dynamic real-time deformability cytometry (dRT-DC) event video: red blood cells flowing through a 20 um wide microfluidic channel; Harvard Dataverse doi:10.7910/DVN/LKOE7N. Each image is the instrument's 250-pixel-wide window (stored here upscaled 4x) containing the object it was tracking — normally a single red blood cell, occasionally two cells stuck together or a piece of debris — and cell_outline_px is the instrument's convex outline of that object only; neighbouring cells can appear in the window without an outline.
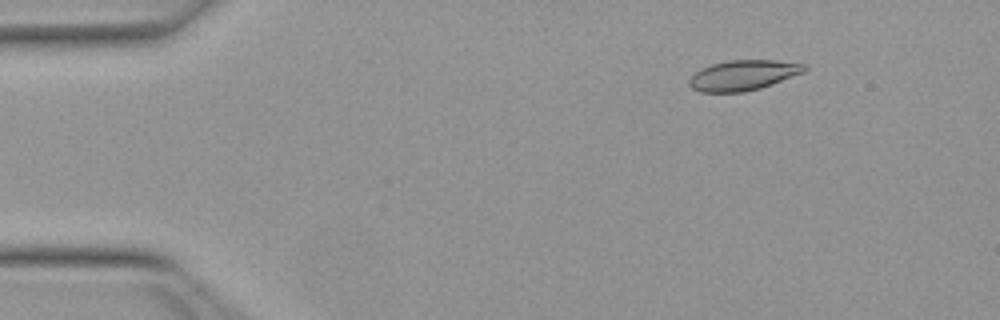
{"species": "Egyptian fruit bat (a non-hibernating species)", "species_latin": "Rousettus aegyptiacus", "temperature_condition": "warm", "stored_images_in_passage": 17, "camera_frame_rate_fps": 3000, "um_per_image_px": 0.085, "animal": {"sex": "female"}, "frame": {"image": 1, "passage_image": 7, "time_ms": 2.0, "image_size_px": [1000, 320], "cell_outline_px": [[808, 68], [804, 72], [772, 84], [760, 88], [744, 92], [700, 92], [692, 88], [688, 84], [688, 80], [700, 68], [712, 64], [728, 60], [776, 60], [808, 64]], "centroid_in_image_um": [63.18, 6.39], "position_along_channel_um": 21.8, "area_um2": 20.4}}
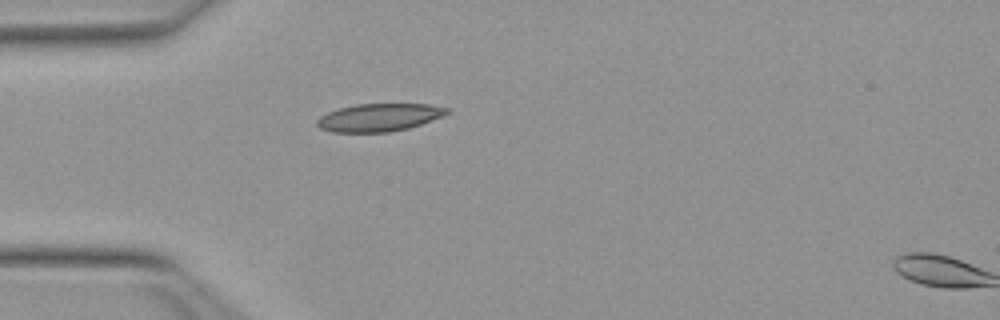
{"frame": {"image": 2, "passage_image": 15, "time_ms": 4.667, "image_size_px": [1000, 320], "cell_outline_px": [[452, 112], [444, 116], [408, 128], [388, 132], [332, 132], [320, 128], [316, 124], [316, 120], [320, 116], [328, 112], [340, 108], [356, 104], [428, 104], [448, 108]], "centroid_in_image_um": [32.24, 9.98], "position_along_channel_um": 52.8, "area_um2": 21.04}}